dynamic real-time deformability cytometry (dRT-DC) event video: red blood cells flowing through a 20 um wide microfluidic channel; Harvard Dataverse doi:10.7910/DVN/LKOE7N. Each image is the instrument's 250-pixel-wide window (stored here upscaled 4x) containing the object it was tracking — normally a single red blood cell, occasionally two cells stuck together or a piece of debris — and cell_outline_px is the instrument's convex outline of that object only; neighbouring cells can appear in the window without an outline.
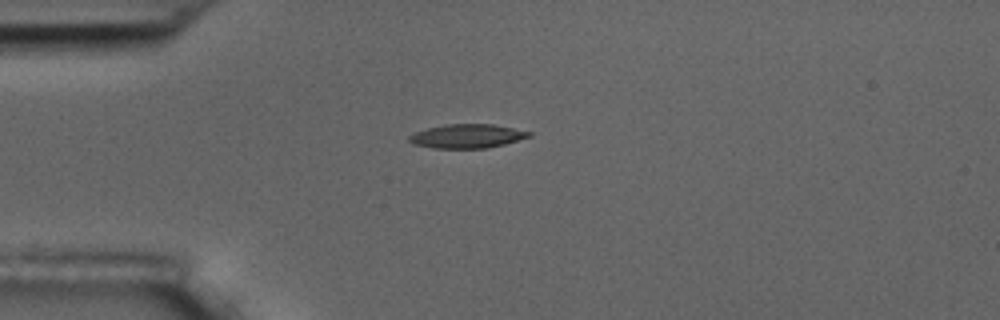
{"species": "common noctule bat (a hibernating species)", "species_latin": "Nyctalus noctula", "temperature_condition": "room temperature", "stored_images_in_passage": 4, "camera_frame_rate_fps": 3000, "um_per_image_px": 0.085, "animal": {"sex": "male", "body_mass_g": 17.5, "forearm_length_mm": 52.3}, "frame": {"image": 1, "passage_image": 1, "time_ms": 0.0, "image_size_px": [1000, 320], "cell_outline_px": [[532, 136], [504, 144], [488, 148], [432, 148], [412, 144], [408, 140], [408, 136], [416, 132], [428, 128], [448, 124], [492, 124], [532, 132]], "centroid_in_image_um": [39.7, 11.58], "position_along_channel_um": 45.3, "area_um2": 16.65}}
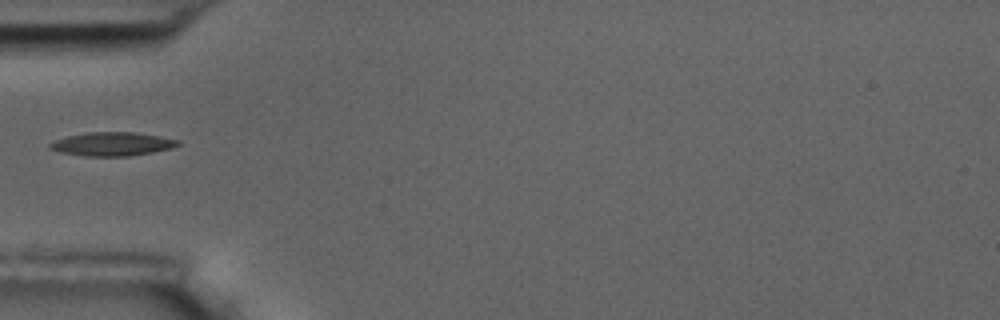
{"frame": {"image": 2, "passage_image": 2, "time_ms": 1.333, "image_size_px": [1000, 320], "cell_outline_px": [[180, 144], [172, 148], [152, 152], [128, 156], [84, 156], [60, 152], [48, 148], [48, 144], [56, 140], [68, 136], [88, 132], [136, 132], [160, 136], [180, 140]], "centroid_in_image_um": [9.55, 12.24], "position_along_channel_um": 75.5, "area_um2": 17.63}}
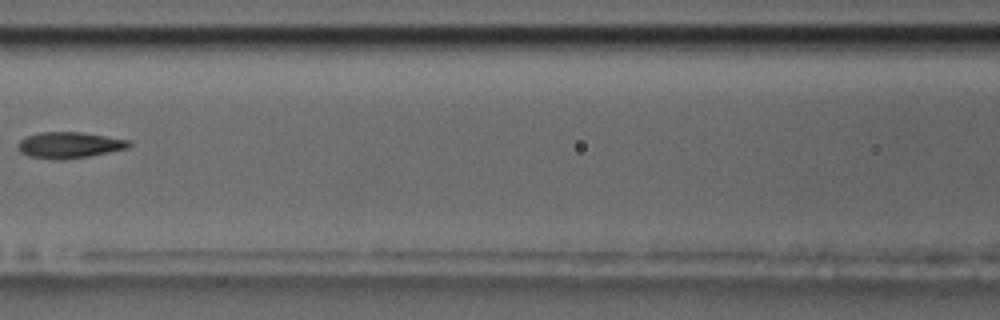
{"frame": {"image": 3, "passage_image": 4, "time_ms": 3.667, "image_size_px": [1000, 320], "cell_outline_px": [[132, 144], [128, 148], [88, 156], [28, 156], [20, 152], [20, 140], [24, 136], [40, 132], [80, 132], [132, 140]], "centroid_in_image_um": [5.97, 12.26], "position_along_channel_um": 160.6, "area_um2": 15.95}}